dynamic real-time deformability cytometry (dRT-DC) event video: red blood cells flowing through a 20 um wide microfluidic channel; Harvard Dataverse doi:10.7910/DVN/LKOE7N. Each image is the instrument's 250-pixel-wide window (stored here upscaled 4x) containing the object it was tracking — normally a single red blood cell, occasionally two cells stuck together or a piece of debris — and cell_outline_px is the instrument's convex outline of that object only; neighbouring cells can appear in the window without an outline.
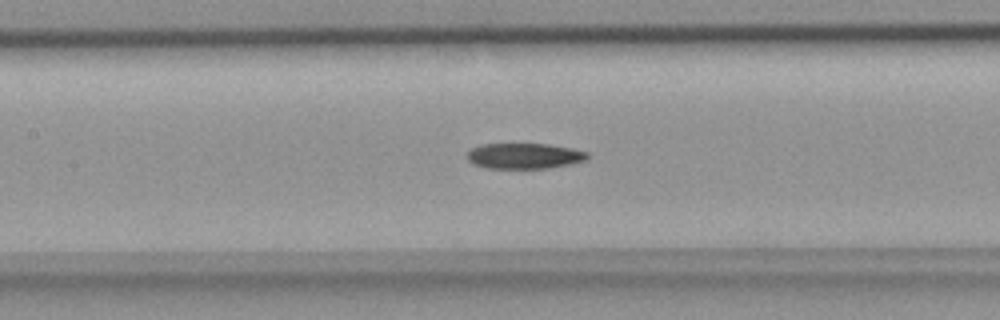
{"species": "common noctule bat (a hibernating species)", "species_latin": "Nyctalus noctula", "temperature_condition": "room temperature", "stored_images_in_passage": 37, "camera_frame_rate_fps": 3000, "um_per_image_px": 0.085, "animal": {"sex": "female", "body_mass_g": 18.4}, "frame": {"image": 1, "passage_image": 10, "time_ms": 3.0, "image_size_px": [1000, 320], "cell_outline_px": [[588, 160], [572, 164], [552, 168], [488, 168], [472, 164], [468, 160], [468, 152], [472, 148], [480, 144], [548, 144], [572, 148], [588, 152]], "centroid_in_image_um": [44.6, 13.26], "position_along_channel_um": 162.8, "area_um2": 18.09}}
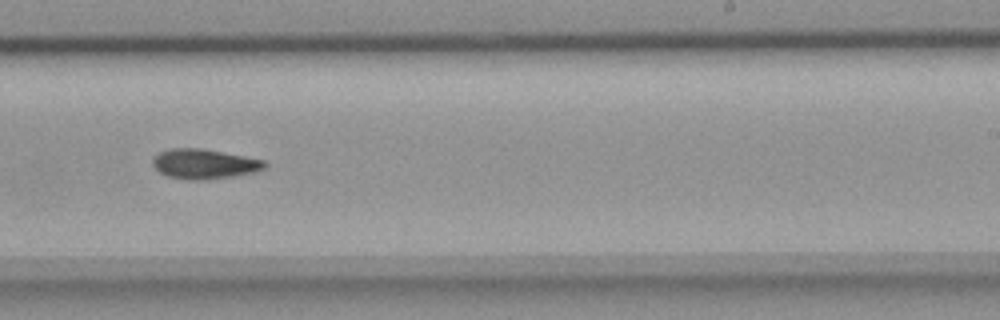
{"frame": {"image": 2, "passage_image": 18, "time_ms": 5.667, "image_size_px": [1000, 320], "cell_outline_px": [[268, 164], [264, 168], [256, 172], [208, 180], [188, 180], [168, 176], [160, 172], [152, 164], [152, 160], [160, 152], [172, 148], [200, 148], [244, 156], [264, 160]], "centroid_in_image_um": [17.38, 13.94], "position_along_channel_um": 271.6, "area_um2": 19.36}}
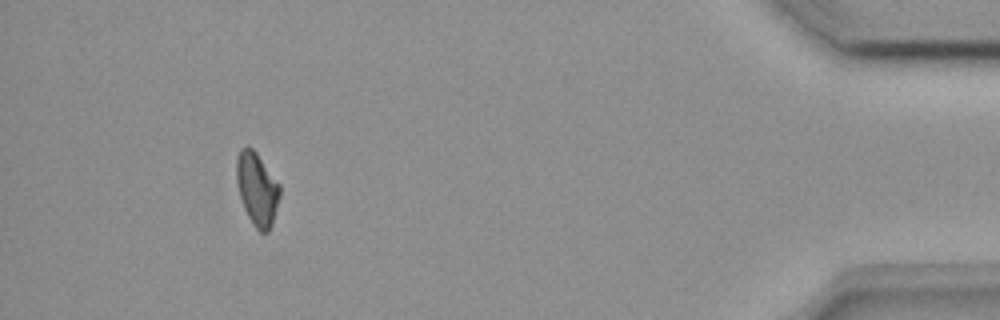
{"frame": {"image": 3, "passage_image": 33, "time_ms": 10.667, "image_size_px": [1000, 320], "cell_outline_px": [[280, 196], [272, 224], [268, 232], [260, 232], [256, 228], [248, 216], [244, 208], [240, 196], [236, 180], [236, 160], [240, 148], [248, 144], [256, 152], [280, 184]], "centroid_in_image_um": [21.84, 16.02], "position_along_channel_um": 413.4, "area_um2": 18.44}}